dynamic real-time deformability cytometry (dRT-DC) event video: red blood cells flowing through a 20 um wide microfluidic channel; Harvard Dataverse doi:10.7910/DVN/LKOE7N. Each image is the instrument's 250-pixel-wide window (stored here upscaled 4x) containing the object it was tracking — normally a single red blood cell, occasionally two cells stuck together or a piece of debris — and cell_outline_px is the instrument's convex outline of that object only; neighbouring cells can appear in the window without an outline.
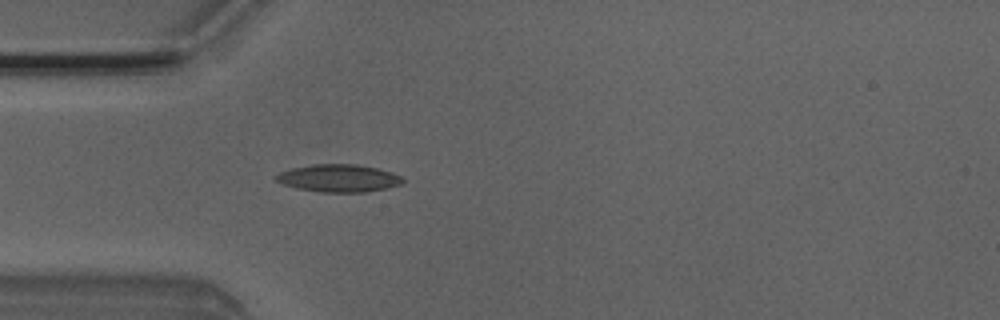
{"species": "Egyptian fruit bat (a non-hibernating species)", "species_latin": "Rousettus aegyptiacus", "temperature_condition": "room temperature", "stored_images_in_passage": 4, "camera_frame_rate_fps": 3000, "um_per_image_px": 0.085, "animal": {"sex": "male"}, "frame": {"image": 1, "passage_image": 4, "time_ms": 1.0, "image_size_px": [1000, 320], "cell_outline_px": [[404, 180], [400, 184], [388, 188], [364, 192], [320, 192], [296, 188], [280, 184], [272, 180], [272, 176], [280, 172], [292, 168], [312, 164], [356, 164], [376, 168], [392, 172], [400, 176]], "centroid_in_image_um": [28.71, 15.15], "position_along_channel_um": 56.3, "area_um2": 20.58}}